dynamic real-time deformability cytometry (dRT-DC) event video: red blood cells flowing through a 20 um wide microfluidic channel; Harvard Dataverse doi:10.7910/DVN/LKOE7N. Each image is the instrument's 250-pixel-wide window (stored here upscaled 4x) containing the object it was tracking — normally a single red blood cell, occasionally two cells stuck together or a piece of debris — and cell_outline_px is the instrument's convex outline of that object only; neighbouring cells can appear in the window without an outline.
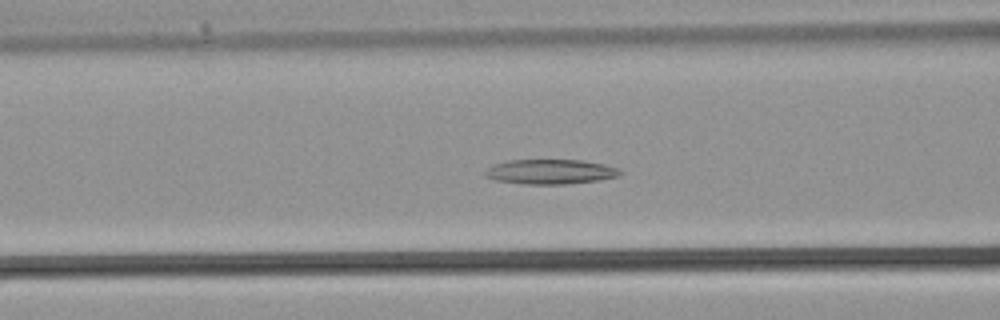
{"species": "common noctule bat (a hibernating species)", "species_latin": "Nyctalus noctula", "temperature_condition": "warm", "stored_images_in_passage": 37, "camera_frame_rate_fps": 3000, "um_per_image_px": 0.085, "animal": {"sex": "male", "body_mass_g": 21.5, "forearm_length_mm": 52.0}, "frame": {"image": 1, "passage_image": 15, "time_ms": 4.667, "image_size_px": [1000, 320], "cell_outline_px": [[624, 172], [616, 176], [600, 180], [568, 184], [524, 184], [496, 180], [484, 176], [484, 172], [492, 164], [508, 160], [584, 160], [604, 164], [620, 168]], "centroid_in_image_um": [46.79, 14.59], "position_along_channel_um": 119.8, "area_um2": 19.65}}
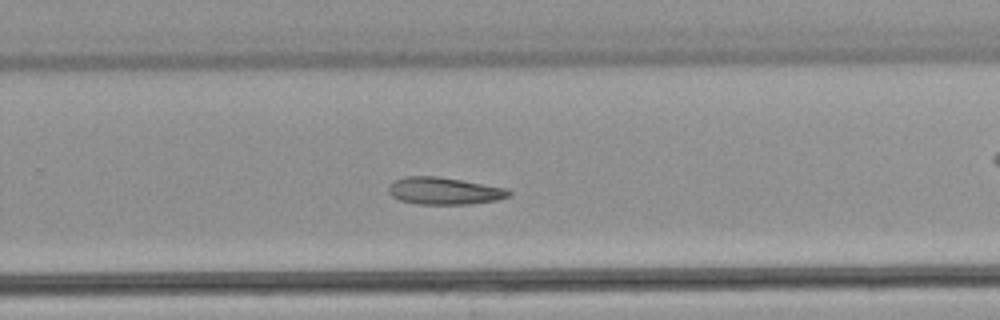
{"frame": {"image": 2, "passage_image": 24, "time_ms": 7.667, "image_size_px": [1000, 320], "cell_outline_px": [[512, 196], [496, 200], [472, 204], [420, 204], [400, 200], [392, 196], [388, 192], [388, 188], [396, 180], [404, 176], [436, 176], [508, 188], [512, 192]], "centroid_in_image_um": [37.8, 16.23], "position_along_channel_um": 292.0, "area_um2": 19.02}}
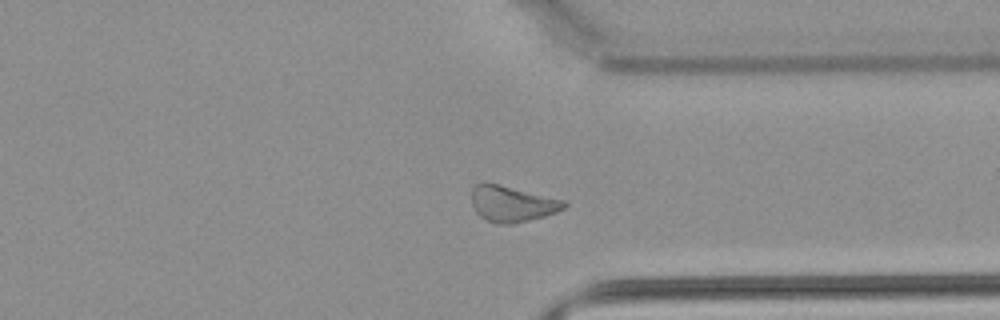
{"frame": {"image": 3, "passage_image": 28, "time_ms": 9.0, "image_size_px": [1000, 320], "cell_outline_px": [[568, 204], [564, 208], [556, 212], [544, 216], [512, 224], [496, 224], [480, 216], [476, 212], [472, 204], [472, 188], [476, 184], [496, 184], [564, 200]], "centroid_in_image_um": [43.52, 17.35], "position_along_channel_um": 367.9, "area_um2": 18.9}}